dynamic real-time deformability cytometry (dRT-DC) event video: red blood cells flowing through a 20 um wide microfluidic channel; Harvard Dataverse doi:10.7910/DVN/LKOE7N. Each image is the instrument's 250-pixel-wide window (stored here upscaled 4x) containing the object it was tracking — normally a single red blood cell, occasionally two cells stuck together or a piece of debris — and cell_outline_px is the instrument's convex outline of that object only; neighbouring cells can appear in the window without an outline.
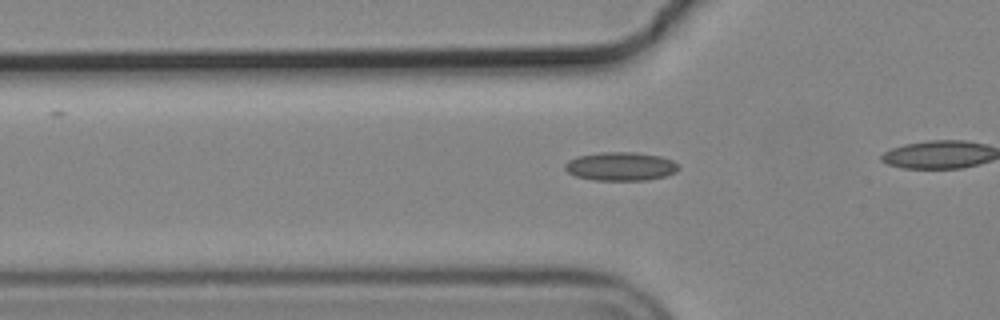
{"species": "common noctule bat (a hibernating species)", "species_latin": "Nyctalus noctula", "temperature_condition": "cold", "stored_images_in_passage": 40, "camera_frame_rate_fps": 3000, "um_per_image_px": 0.085, "animal": {"sex": "male", "body_mass_g": 19.2, "forearm_length_mm": 51.8}, "frame": {"image": 1, "passage_image": 15, "time_ms": 4.667, "image_size_px": [1000, 320], "cell_outline_px": [[680, 168], [676, 172], [664, 176], [648, 180], [592, 180], [576, 176], [568, 172], [564, 168], [564, 164], [568, 160], [576, 156], [600, 152], [636, 152], [660, 156], [672, 160], [680, 164]], "centroid_in_image_um": [52.76, 14.13], "position_along_channel_um": 73.0, "area_um2": 19.13}}
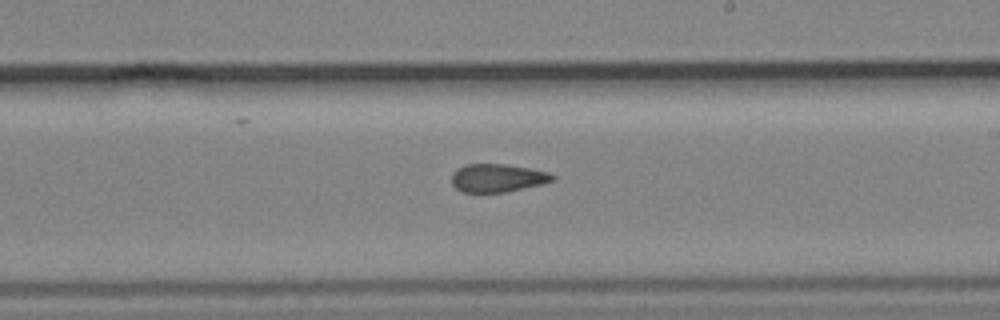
{"frame": {"image": 2, "passage_image": 29, "time_ms": 9.333, "image_size_px": [1000, 320], "cell_outline_px": [[556, 180], [540, 184], [504, 192], [464, 192], [456, 188], [452, 184], [452, 172], [464, 164], [504, 164], [552, 172], [556, 176]], "centroid_in_image_um": [42.3, 15.11], "position_along_channel_um": 246.7, "area_um2": 16.53}}
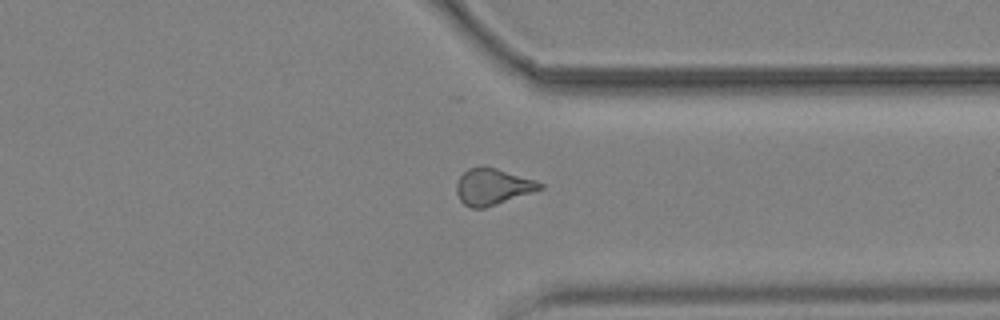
{"frame": {"image": 3, "passage_image": 39, "time_ms": 12.667, "image_size_px": [1000, 320], "cell_outline_px": [[544, 188], [484, 208], [472, 208], [464, 204], [460, 200], [456, 192], [456, 184], [460, 176], [468, 168], [480, 164], [496, 168], [536, 180], [544, 184]], "centroid_in_image_um": [41.85, 15.84], "position_along_channel_um": 369.5, "area_um2": 17.74}}